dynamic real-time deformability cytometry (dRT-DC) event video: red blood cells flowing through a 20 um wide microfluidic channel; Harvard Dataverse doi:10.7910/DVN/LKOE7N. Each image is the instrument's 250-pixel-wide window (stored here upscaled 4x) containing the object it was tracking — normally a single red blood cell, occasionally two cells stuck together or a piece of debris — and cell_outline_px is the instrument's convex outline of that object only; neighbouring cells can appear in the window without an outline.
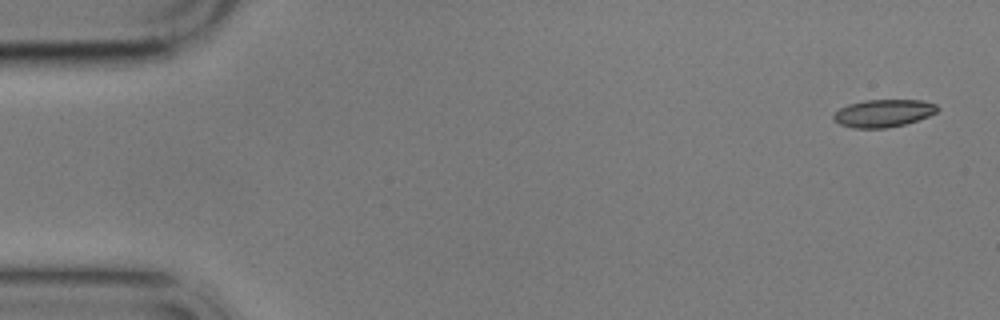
{"species": "common noctule bat (a hibernating species)", "species_latin": "Nyctalus noctula", "temperature_condition": "cold", "stored_images_in_passage": 5, "camera_frame_rate_fps": 3000, "um_per_image_px": 0.085, "animal": {"sex": "male", "body_mass_g": 17.9}, "frame": {"image": 1, "passage_image": 1, "time_ms": 0.0, "image_size_px": [1000, 320], "cell_outline_px": [[940, 108], [936, 112], [928, 116], [904, 124], [884, 128], [852, 128], [840, 124], [832, 120], [832, 116], [840, 108], [848, 104], [864, 100], [924, 100], [936, 104]], "centroid_in_image_um": [75.07, 9.61], "position_along_channel_um": 9.9, "area_um2": 16.7}}